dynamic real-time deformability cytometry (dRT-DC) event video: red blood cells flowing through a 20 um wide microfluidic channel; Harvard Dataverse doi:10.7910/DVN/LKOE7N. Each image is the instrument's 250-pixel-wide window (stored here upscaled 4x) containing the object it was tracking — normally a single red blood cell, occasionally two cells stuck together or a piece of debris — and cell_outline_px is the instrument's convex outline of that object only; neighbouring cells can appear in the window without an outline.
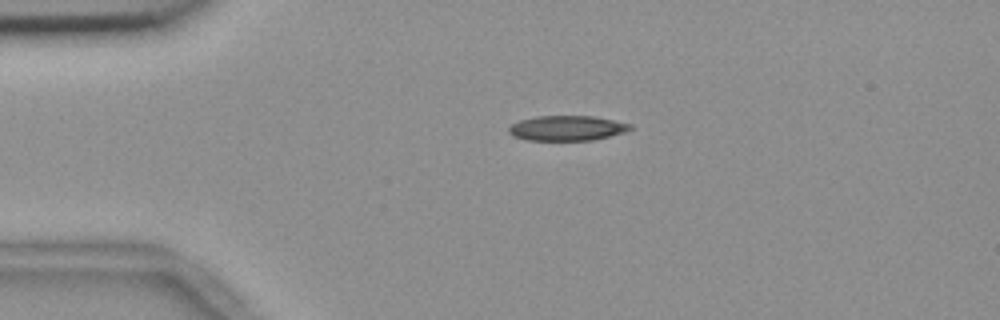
{"species": "common noctule bat (a hibernating species)", "species_latin": "Nyctalus noctula", "temperature_condition": "room temperature", "stored_images_in_passage": 2, "camera_frame_rate_fps": 3000, "um_per_image_px": 0.085, "animal": {"sex": "female", "body_mass_g": 18.4}, "frame": {"image": 1, "passage_image": 1, "time_ms": 0.0, "image_size_px": [1000, 320], "cell_outline_px": [[632, 128], [624, 132], [592, 140], [524, 140], [512, 136], [508, 132], [508, 128], [512, 124], [520, 120], [536, 116], [592, 116], [632, 124]], "centroid_in_image_um": [48.14, 10.89], "position_along_channel_um": 36.9, "area_um2": 17.63}}